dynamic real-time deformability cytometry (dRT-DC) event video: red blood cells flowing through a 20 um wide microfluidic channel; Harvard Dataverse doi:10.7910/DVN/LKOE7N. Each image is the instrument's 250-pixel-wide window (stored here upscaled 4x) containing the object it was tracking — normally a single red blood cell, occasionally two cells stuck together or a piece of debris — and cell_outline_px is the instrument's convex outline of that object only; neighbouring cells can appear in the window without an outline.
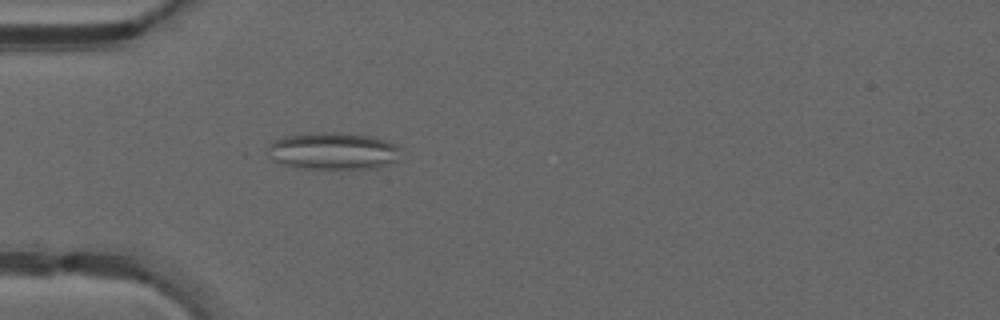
{"species": "common noctule bat (a hibernating species)", "species_latin": "Nyctalus noctula", "temperature_condition": "warm", "stored_images_in_passage": 36, "camera_frame_rate_fps": 3000, "um_per_image_px": 0.085, "animal": {"sex": "male", "forearm_length_mm": 52.5}, "frame": {"image": 1, "passage_image": 2, "time_ms": 0.333, "image_size_px": [1000, 320], "cell_outline_px": [[400, 160], [376, 168], [304, 168], [284, 164], [272, 160], [268, 156], [268, 148], [272, 140], [284, 136], [308, 132], [336, 132], [376, 136], [396, 144], [400, 148]], "centroid_in_image_um": [28.34, 12.81], "position_along_channel_um": 56.7, "area_um2": 29.19}}
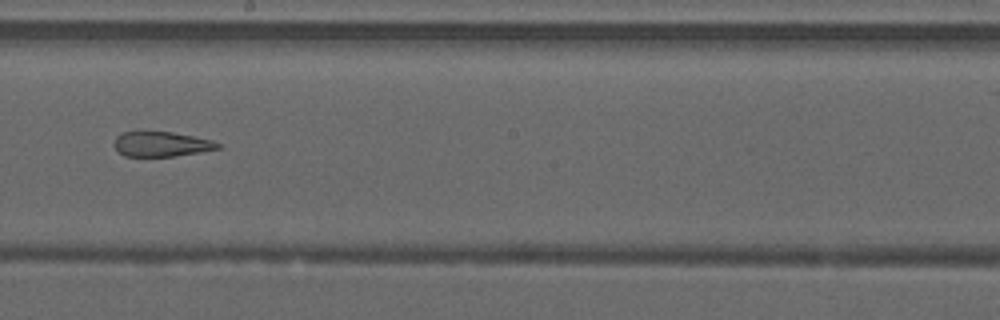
{"frame": {"image": 2, "passage_image": 15, "time_ms": 4.667, "image_size_px": [1000, 320], "cell_outline_px": [[220, 148], [200, 152], [176, 156], [124, 156], [112, 144], [116, 136], [124, 132], [172, 132], [212, 140], [220, 144]], "centroid_in_image_um": [13.7, 12.25], "position_along_channel_um": 234.5, "area_um2": 14.91}}
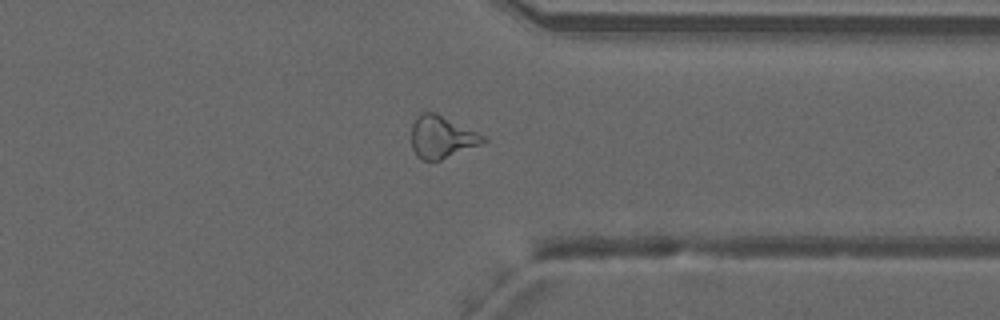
{"frame": {"image": 3, "passage_image": 25, "time_ms": 8.0, "image_size_px": [1000, 320], "cell_outline_px": [[488, 140], [484, 144], [440, 160], [420, 160], [416, 156], [412, 148], [412, 124], [416, 116], [420, 112], [436, 112], [488, 136]], "centroid_in_image_um": [37.59, 11.64], "position_along_channel_um": 373.8, "area_um2": 18.21}, "authors_computed_cell_mechanics": {"area_um2": 17.9758, "velocity_mm_per_s": 4.2531, "shape_relaxation_time_tau1_ms": null, "shape_relaxation_time_tau2_ms": 2.6164, "deformation_change_tau1": null, "deformation_change_tau2": 0.1331}}